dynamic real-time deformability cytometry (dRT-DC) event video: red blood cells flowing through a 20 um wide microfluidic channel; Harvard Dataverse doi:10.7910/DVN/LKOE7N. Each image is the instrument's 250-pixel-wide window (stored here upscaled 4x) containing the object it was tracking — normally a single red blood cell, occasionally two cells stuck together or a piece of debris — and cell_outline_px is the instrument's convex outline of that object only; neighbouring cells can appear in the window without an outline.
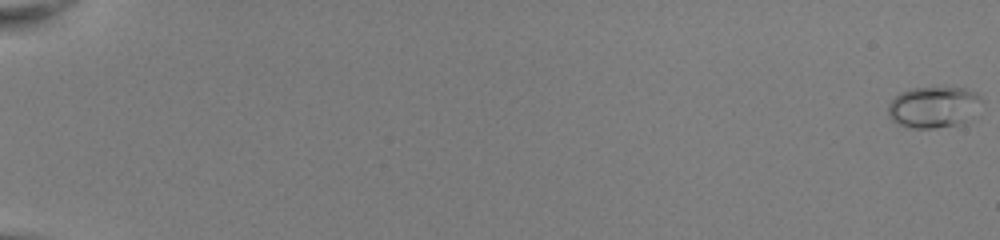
{"species": "common noctule bat (a hibernating species)", "species_latin": "Nyctalus noctula", "temperature_condition": "room temperature", "stored_images_in_passage": 54, "camera_frame_rate_fps": 3000, "um_per_image_px": 0.085, "animal": {"sex": "female", "body_mass_g": 22.0, "forearm_length_mm": 56.7}, "frame": {"image": 1, "passage_image": 1, "time_ms": 0.0, "image_size_px": [1000, 240], "cell_outline_px": [[976, 96], [968, 124], [936, 128], [912, 128], [900, 124], [892, 120], [888, 116], [888, 104], [900, 92], [912, 88], [964, 88], [976, 92]], "centroid_in_image_um": [79.25, 9.13], "position_along_channel_um": 5.8, "area_um2": 21.91}}
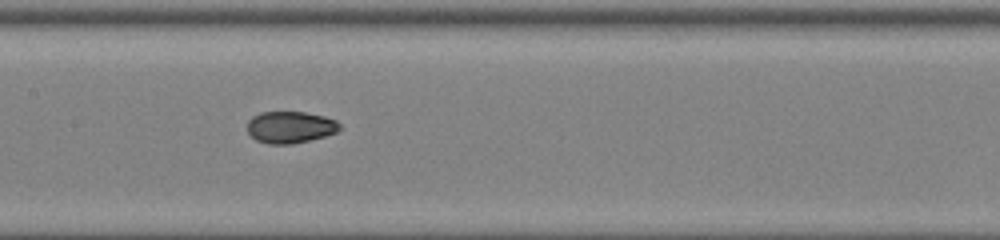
{"frame": {"image": 2, "passage_image": 30, "time_ms": 9.667, "image_size_px": [1000, 240], "cell_outline_px": [[344, 128], [336, 132], [324, 136], [292, 144], [268, 144], [256, 140], [248, 132], [248, 120], [252, 116], [260, 112], [304, 112], [324, 116], [336, 120]], "centroid_in_image_um": [24.68, 10.8], "position_along_channel_um": 182.7, "area_um2": 17.17}}
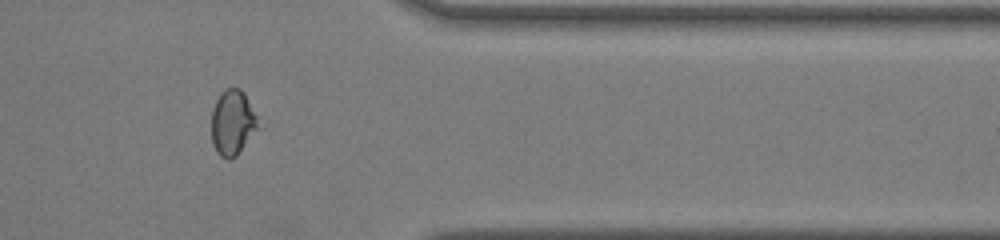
{"frame": {"image": 3, "passage_image": 46, "time_ms": 15.0, "image_size_px": [1000, 240], "cell_outline_px": [[260, 128], [236, 156], [228, 160], [220, 156], [216, 152], [212, 144], [212, 108], [220, 92], [228, 88], [240, 88], [244, 92], [256, 116]], "centroid_in_image_um": [19.76, 10.44], "position_along_channel_um": 391.6, "area_um2": 17.86}, "authors_computed_cell_mechanics": {"area_um2": 17.5712, "velocity_mm_per_s": 4.0593, "shape_relaxation_time_tau1_ms": null, "shape_relaxation_time_tau2_ms": 1.0986, "deformation_change_tau1": null, "deformation_change_tau2": 0.0438}}